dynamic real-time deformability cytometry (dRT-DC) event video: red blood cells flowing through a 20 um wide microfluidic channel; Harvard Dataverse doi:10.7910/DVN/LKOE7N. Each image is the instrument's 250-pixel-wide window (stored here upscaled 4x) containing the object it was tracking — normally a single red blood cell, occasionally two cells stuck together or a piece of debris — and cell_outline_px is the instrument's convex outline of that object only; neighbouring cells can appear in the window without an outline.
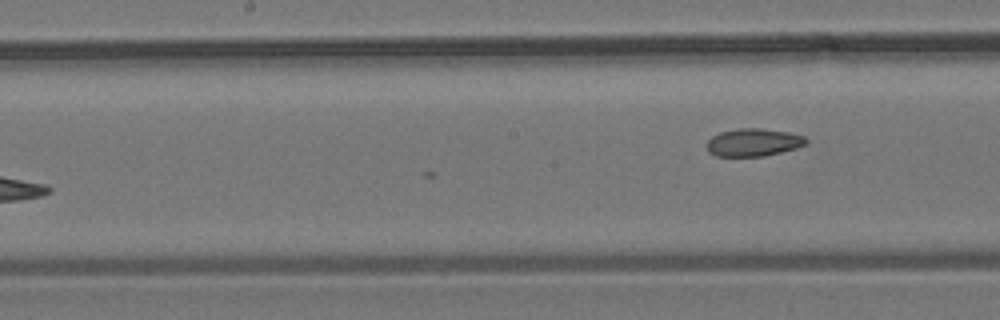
{"species": "common noctule bat (a hibernating species)", "species_latin": "Nyctalus noctula", "temperature_condition": "room temperature", "stored_images_in_passage": 23, "camera_frame_rate_fps": 3000, "um_per_image_px": 0.085, "animal": {"sex": "male", "body_mass_g": 19.2, "forearm_length_mm": 51.8}, "frame": {"image": 1, "passage_image": 23, "time_ms": 7.333, "image_size_px": [1000, 320], "cell_outline_px": [[808, 144], [796, 148], [764, 156], [716, 156], [708, 152], [708, 140], [712, 136], [720, 132], [740, 128], [760, 128], [788, 132], [804, 136], [808, 140]], "centroid_in_image_um": [64.06, 12.1], "position_along_channel_um": 184.1, "area_um2": 16.01}}